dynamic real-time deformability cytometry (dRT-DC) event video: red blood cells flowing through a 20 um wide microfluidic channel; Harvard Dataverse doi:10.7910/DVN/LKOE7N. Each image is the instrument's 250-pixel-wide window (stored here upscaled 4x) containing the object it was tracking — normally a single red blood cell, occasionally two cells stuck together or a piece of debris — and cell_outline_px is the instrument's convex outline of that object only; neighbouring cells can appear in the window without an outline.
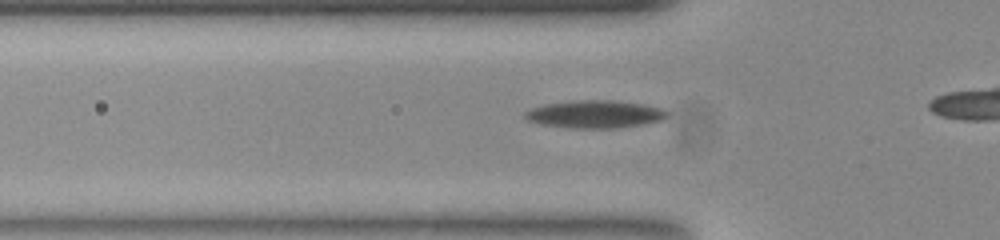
{"species": "common noctule bat (a hibernating species)", "species_latin": "Nyctalus noctula", "temperature_condition": "room temperature", "stored_images_in_passage": 10, "camera_frame_rate_fps": 3000, "um_per_image_px": 0.085, "animal": {"sex": "female", "body_mass_g": 23.0, "forearm_length_mm": 53.4}, "frame": {"image": 1, "passage_image": 4, "time_ms": 1.0, "image_size_px": [1000, 240], "cell_outline_px": [[668, 116], [660, 120], [640, 124], [616, 128], [572, 128], [544, 124], [528, 120], [524, 116], [524, 112], [532, 108], [548, 104], [576, 100], [616, 100], [640, 104], [660, 108], [668, 112]], "centroid_in_image_um": [50.57, 9.7], "position_along_channel_um": 75.2, "area_um2": 22.48}}
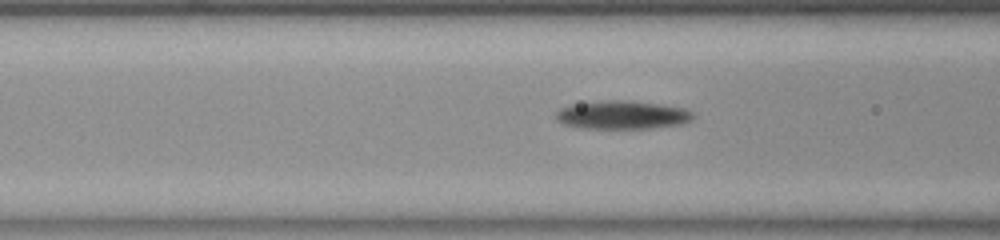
{"frame": {"image": 2, "passage_image": 7, "time_ms": 2.0, "image_size_px": [1000, 240], "cell_outline_px": [[692, 116], [688, 120], [680, 124], [652, 128], [588, 128], [564, 124], [556, 116], [556, 112], [560, 108], [580, 104], [608, 100], [624, 100], [656, 104], [684, 108], [692, 112]], "centroid_in_image_um": [52.9, 9.77], "position_along_channel_um": 113.7, "area_um2": 21.85}}